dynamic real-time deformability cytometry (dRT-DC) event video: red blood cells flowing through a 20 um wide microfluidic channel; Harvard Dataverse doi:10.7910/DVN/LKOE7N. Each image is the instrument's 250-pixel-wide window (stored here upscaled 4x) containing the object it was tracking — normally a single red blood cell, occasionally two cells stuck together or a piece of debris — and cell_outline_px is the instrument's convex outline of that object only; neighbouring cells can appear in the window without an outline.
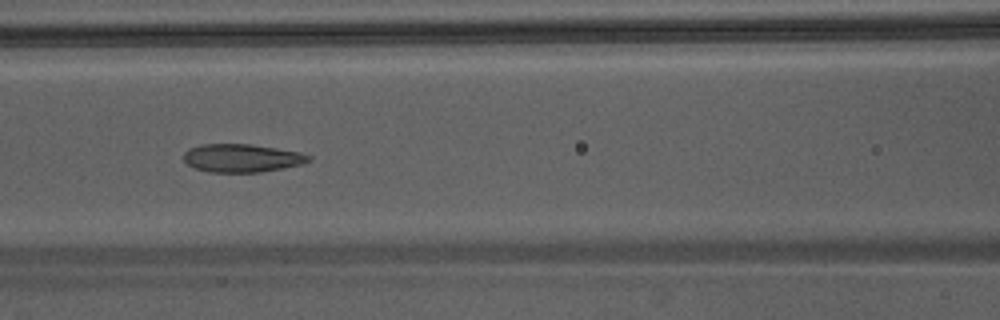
{"species": "Egyptian fruit bat (a non-hibernating species)", "species_latin": "Rousettus aegyptiacus", "temperature_condition": "warm", "stored_images_in_passage": 48, "camera_frame_rate_fps": 3000, "um_per_image_px": 0.085, "animal": {"sex": "male"}, "frame": {"image": 1, "passage_image": 23, "time_ms": 7.333, "image_size_px": [1000, 320], "cell_outline_px": [[312, 160], [304, 164], [284, 168], [260, 172], [208, 172], [196, 168], [188, 164], [184, 160], [184, 152], [188, 148], [200, 144], [248, 144], [276, 148], [300, 152], [312, 156]], "centroid_in_image_um": [20.58, 13.43], "position_along_channel_um": 146.0, "area_um2": 20.63}}
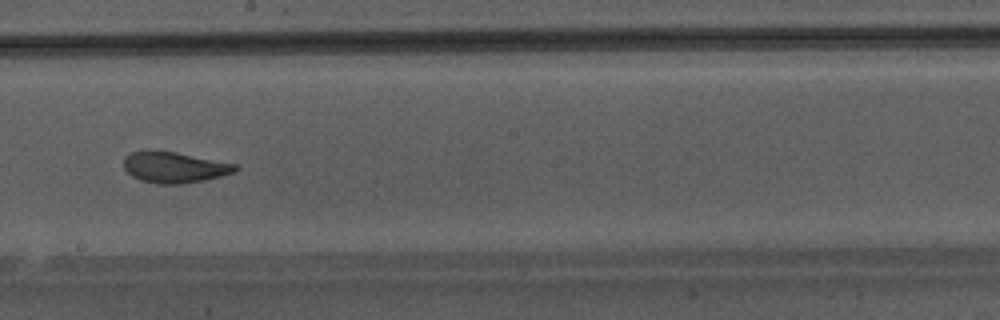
{"frame": {"image": 2, "passage_image": 29, "time_ms": 9.333, "image_size_px": [1000, 320], "cell_outline_px": [[240, 168], [232, 172], [220, 176], [204, 180], [180, 184], [156, 184], [140, 180], [132, 176], [124, 168], [124, 156], [132, 152], [176, 152], [236, 164]], "centroid_in_image_um": [14.82, 14.24], "position_along_channel_um": 233.4, "area_um2": 19.71}}
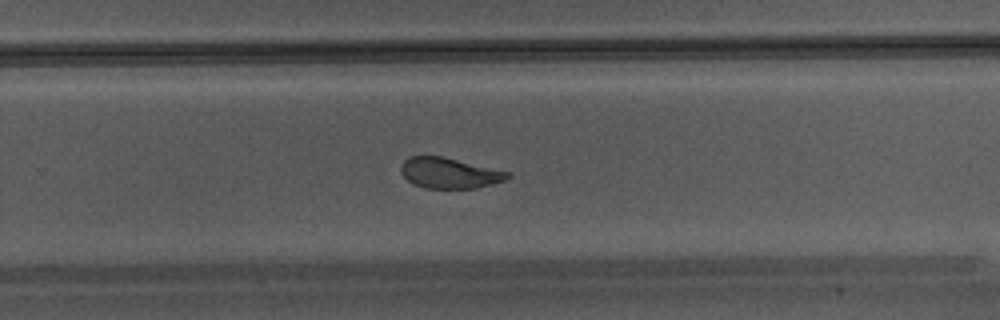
{"frame": {"image": 3, "passage_image": 33, "time_ms": 10.667, "image_size_px": [1000, 320], "cell_outline_px": [[512, 176], [504, 180], [492, 184], [476, 188], [424, 188], [412, 184], [400, 172], [400, 164], [408, 156], [444, 156], [512, 172]], "centroid_in_image_um": [38.2, 14.69], "position_along_channel_um": 291.6, "area_um2": 19.36}}